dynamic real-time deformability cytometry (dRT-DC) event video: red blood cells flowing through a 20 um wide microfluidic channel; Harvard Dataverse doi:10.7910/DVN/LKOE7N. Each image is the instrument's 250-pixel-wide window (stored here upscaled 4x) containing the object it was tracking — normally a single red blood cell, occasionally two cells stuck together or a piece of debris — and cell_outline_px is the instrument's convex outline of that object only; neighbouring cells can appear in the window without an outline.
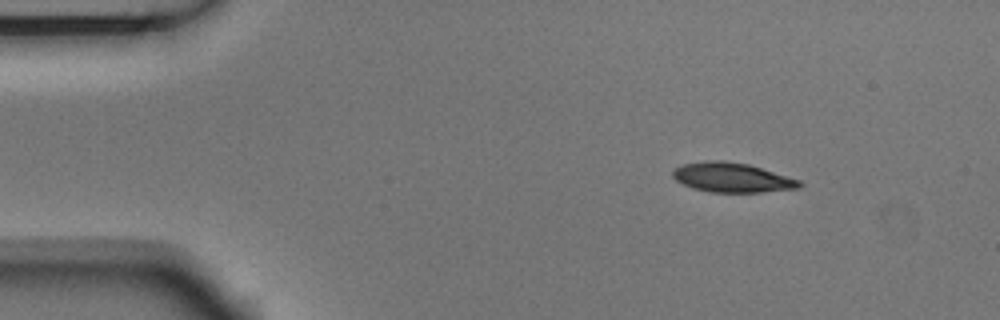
{"species": "Egyptian fruit bat (a non-hibernating species)", "species_latin": "Rousettus aegyptiacus", "temperature_condition": "room temperature", "stored_images_in_passage": 4, "camera_frame_rate_fps": 3000, "um_per_image_px": 0.085, "animal": {"sex": "male"}, "frame": {"image": 1, "passage_image": 1, "time_ms": 0.0, "image_size_px": [1000, 320], "cell_outline_px": [[804, 184], [800, 188], [760, 192], [708, 192], [692, 188], [676, 180], [672, 176], [672, 172], [680, 164], [704, 160], [724, 160], [748, 164], [800, 180]], "centroid_in_image_um": [62.2, 15.08], "position_along_channel_um": 22.8, "area_um2": 21.91}}
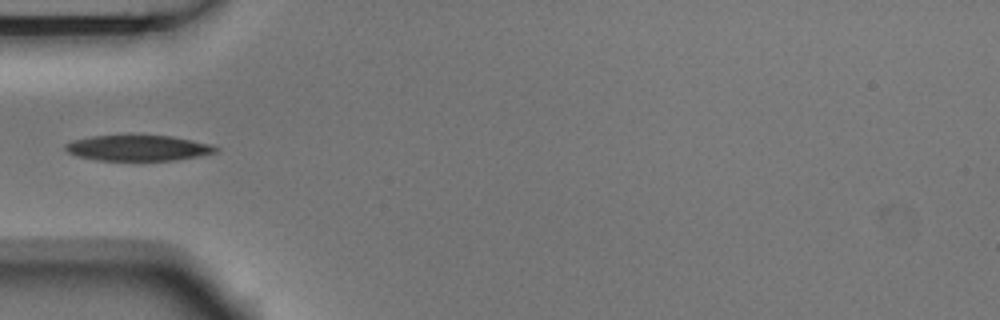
{"frame": {"image": 2, "passage_image": 3, "time_ms": 0.667, "image_size_px": [1000, 320], "cell_outline_px": [[220, 148], [216, 152], [176, 160], [100, 160], [80, 156], [68, 152], [64, 148], [64, 144], [72, 140], [92, 136], [132, 132], [172, 136], [192, 140], [208, 144]], "centroid_in_image_um": [11.7, 12.52], "position_along_channel_um": 73.3, "area_um2": 23.18}}
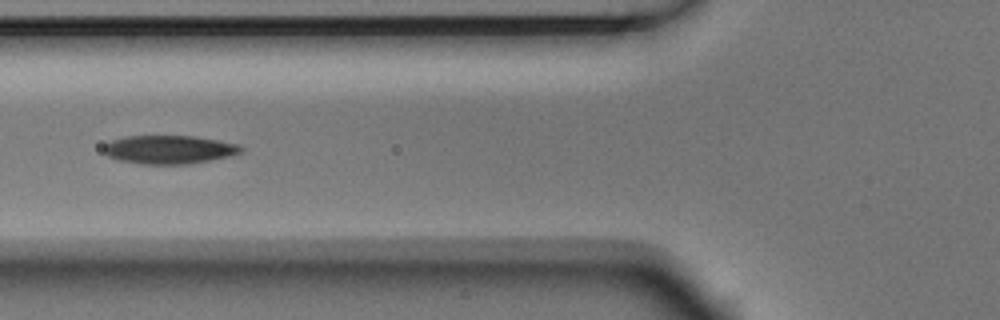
{"frame": {"image": 3, "passage_image": 4, "time_ms": 1.0, "image_size_px": [1000, 320], "cell_outline_px": [[244, 148], [240, 152], [232, 156], [188, 164], [140, 164], [116, 160], [108, 156], [104, 152], [104, 144], [112, 140], [124, 136], [192, 136], [220, 140], [240, 144]], "centroid_in_image_um": [14.38, 12.71], "position_along_channel_um": 111.4, "area_um2": 23.0}}